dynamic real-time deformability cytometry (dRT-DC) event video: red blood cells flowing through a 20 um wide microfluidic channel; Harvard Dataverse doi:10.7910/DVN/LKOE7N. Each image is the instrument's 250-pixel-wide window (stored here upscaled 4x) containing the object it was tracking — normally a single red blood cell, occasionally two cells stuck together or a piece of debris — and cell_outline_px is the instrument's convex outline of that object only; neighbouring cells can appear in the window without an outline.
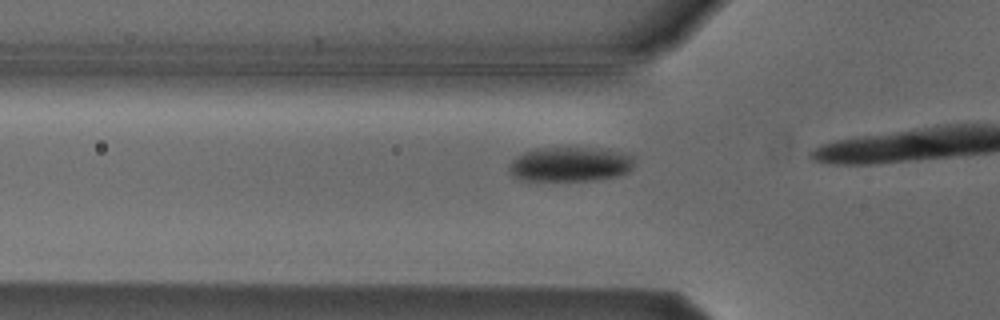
{"species": "Egyptian fruit bat (a non-hibernating species)", "species_latin": "Rousettus aegyptiacus", "temperature_condition": "cold", "stored_images_in_passage": 5, "segment_of_instrument_passage": [2, 2], "camera_frame_rate_fps": 3000, "um_per_image_px": 0.085, "animal": {"sex": "male"}, "frame": {"image": 1, "passage_image": 5, "time_ms": 4.667, "image_size_px": [1000, 320], "cell_outline_px": [[636, 156], [632, 168], [628, 172], [616, 176], [592, 180], [520, 180], [512, 176], [508, 172], [508, 164], [516, 156], [524, 152], [536, 148], [604, 148]], "centroid_in_image_um": [48.45, 13.95], "position_along_channel_um": 77.4, "area_um2": 25.49}}